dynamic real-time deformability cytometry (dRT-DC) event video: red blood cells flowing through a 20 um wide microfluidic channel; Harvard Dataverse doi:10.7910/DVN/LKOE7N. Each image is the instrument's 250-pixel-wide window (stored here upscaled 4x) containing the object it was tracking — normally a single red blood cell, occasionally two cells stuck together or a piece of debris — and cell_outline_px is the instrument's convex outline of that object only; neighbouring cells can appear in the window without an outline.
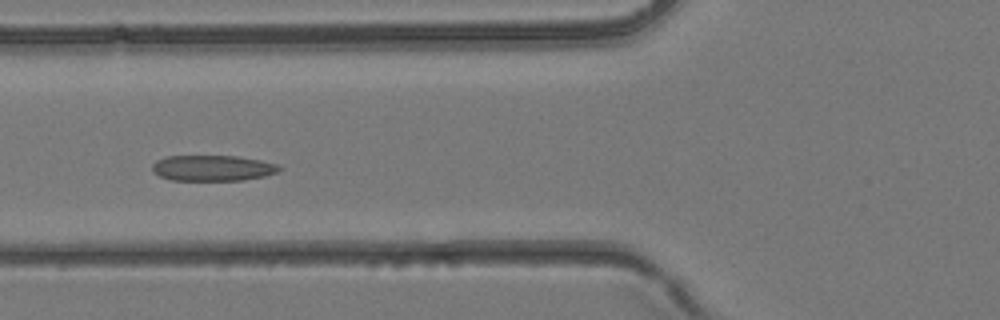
{"species": "common noctule bat (a hibernating species)", "species_latin": "Nyctalus noctula", "temperature_condition": "room temperature", "stored_images_in_passage": 6, "camera_frame_rate_fps": 3000, "um_per_image_px": 0.085, "animal": {"sex": "female", "body_mass_g": 24.6, "forearm_length_mm": 56.2}, "frame": {"image": 1, "passage_image": 6, "time_ms": 1.667, "image_size_px": [1000, 320], "cell_outline_px": [[280, 168], [276, 172], [264, 176], [244, 180], [172, 180], [160, 176], [152, 172], [152, 164], [156, 160], [168, 156], [236, 156], [260, 160], [280, 164]], "centroid_in_image_um": [18.06, 14.28], "position_along_channel_um": 107.7, "area_um2": 19.02}}